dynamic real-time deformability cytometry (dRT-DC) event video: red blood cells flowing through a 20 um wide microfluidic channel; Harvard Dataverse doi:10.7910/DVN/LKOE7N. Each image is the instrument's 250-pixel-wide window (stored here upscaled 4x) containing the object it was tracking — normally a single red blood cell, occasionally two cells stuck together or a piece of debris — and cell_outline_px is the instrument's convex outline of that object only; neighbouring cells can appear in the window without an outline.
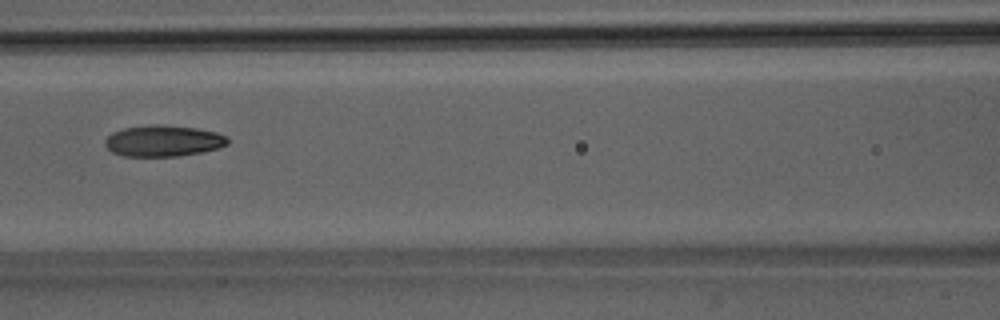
{"species": "Egyptian fruit bat (a non-hibernating species)", "species_latin": "Rousettus aegyptiacus", "temperature_condition": "room temperature", "stored_images_in_passage": 29, "camera_frame_rate_fps": 3000, "um_per_image_px": 0.085, "animal": {"sex": "male"}, "frame": {"image": 1, "passage_image": 14, "time_ms": 4.333, "image_size_px": [1000, 320], "cell_outline_px": [[228, 144], [220, 148], [200, 152], [176, 156], [124, 156], [112, 152], [104, 144], [104, 140], [112, 132], [124, 128], [156, 124], [196, 128], [216, 132], [228, 136]], "centroid_in_image_um": [13.88, 11.97], "position_along_channel_um": 152.7, "area_um2": 22.25}}
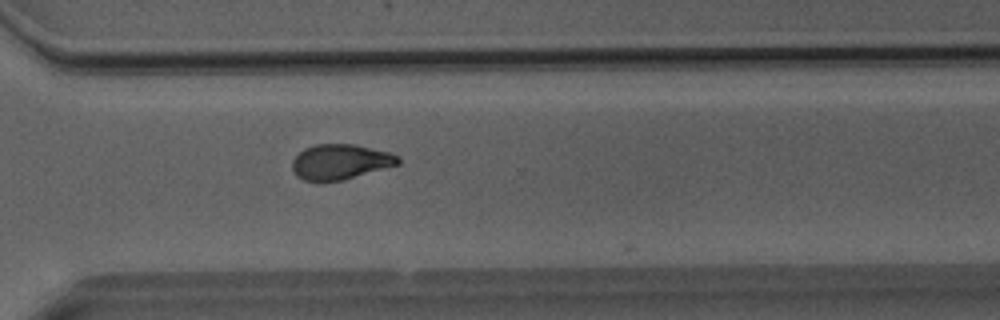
{"frame": {"image": 2, "passage_image": 28, "time_ms": 9.0, "image_size_px": [1000, 320], "cell_outline_px": [[400, 164], [344, 180], [320, 184], [304, 180], [296, 176], [292, 168], [292, 160], [304, 148], [316, 144], [352, 144], [388, 152], [400, 156]], "centroid_in_image_um": [28.89, 13.79], "position_along_channel_um": 341.7, "area_um2": 22.14}}